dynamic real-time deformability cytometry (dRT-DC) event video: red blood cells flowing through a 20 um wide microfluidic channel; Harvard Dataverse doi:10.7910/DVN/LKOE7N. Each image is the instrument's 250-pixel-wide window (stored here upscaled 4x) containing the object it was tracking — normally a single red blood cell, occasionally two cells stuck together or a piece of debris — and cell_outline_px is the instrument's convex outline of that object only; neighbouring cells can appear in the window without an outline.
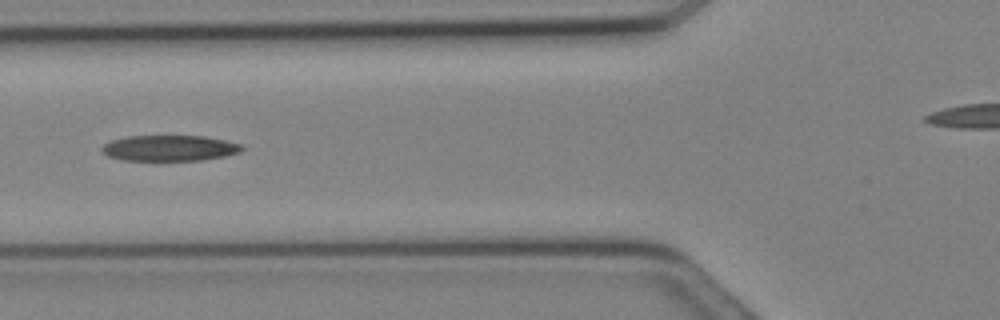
{"species": "Egyptian fruit bat (a non-hibernating species)", "species_latin": "Rousettus aegyptiacus", "temperature_condition": "cold", "stored_images_in_passage": 13, "camera_frame_rate_fps": 3000, "um_per_image_px": 0.085, "animal": {"sex": "female"}, "frame": {"image": 1, "passage_image": 8, "time_ms": 2.333, "image_size_px": [1000, 320], "cell_outline_px": [[244, 148], [240, 152], [224, 156], [200, 160], [124, 160], [108, 156], [100, 148], [108, 140], [128, 136], [204, 136], [224, 140], [240, 144]], "centroid_in_image_um": [14.38, 12.58], "position_along_channel_um": 111.4, "area_um2": 20.92}}
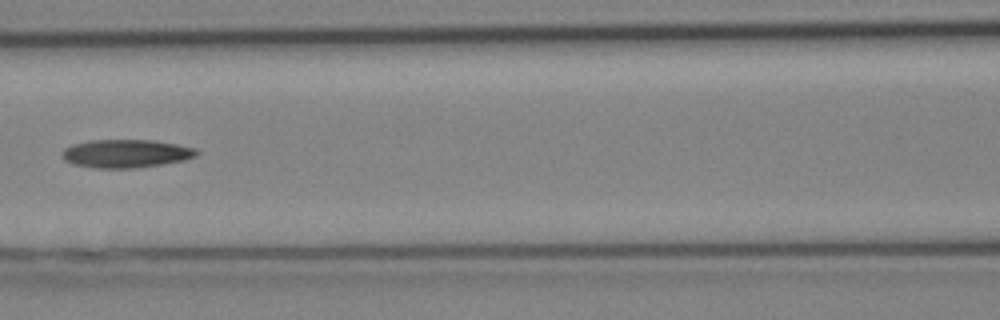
{"frame": {"image": 2, "passage_image": 10, "time_ms": 3.0, "image_size_px": [1000, 320], "cell_outline_px": [[200, 152], [196, 156], [184, 160], [160, 164], [132, 168], [96, 168], [72, 164], [64, 160], [64, 148], [72, 144], [92, 140], [152, 140], [176, 144], [196, 148]], "centroid_in_image_um": [10.72, 13.05], "position_along_channel_um": 155.9, "area_um2": 21.96}}